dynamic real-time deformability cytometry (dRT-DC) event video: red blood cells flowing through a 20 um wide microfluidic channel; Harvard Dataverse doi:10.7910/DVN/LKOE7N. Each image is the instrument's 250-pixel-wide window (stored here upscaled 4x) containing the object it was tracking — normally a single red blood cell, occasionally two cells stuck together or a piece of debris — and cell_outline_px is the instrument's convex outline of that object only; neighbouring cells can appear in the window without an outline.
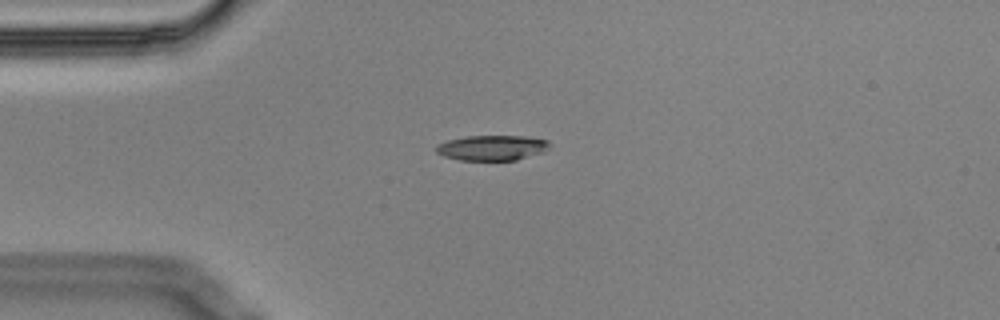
{"species": "Egyptian fruit bat (a non-hibernating species)", "species_latin": "Rousettus aegyptiacus", "temperature_condition": "cold", "stored_images_in_passage": 4, "camera_frame_rate_fps": 3000, "um_per_image_px": 0.085, "animal": {"sex": "male"}, "frame": {"image": 1, "passage_image": 4, "time_ms": 1.0, "image_size_px": [1000, 320], "cell_outline_px": [[552, 144], [544, 152], [516, 160], [460, 160], [444, 156], [436, 152], [436, 144], [448, 140], [468, 136], [524, 136], [548, 140]], "centroid_in_image_um": [41.85, 12.56], "position_along_channel_um": 43.2, "area_um2": 16.7}}